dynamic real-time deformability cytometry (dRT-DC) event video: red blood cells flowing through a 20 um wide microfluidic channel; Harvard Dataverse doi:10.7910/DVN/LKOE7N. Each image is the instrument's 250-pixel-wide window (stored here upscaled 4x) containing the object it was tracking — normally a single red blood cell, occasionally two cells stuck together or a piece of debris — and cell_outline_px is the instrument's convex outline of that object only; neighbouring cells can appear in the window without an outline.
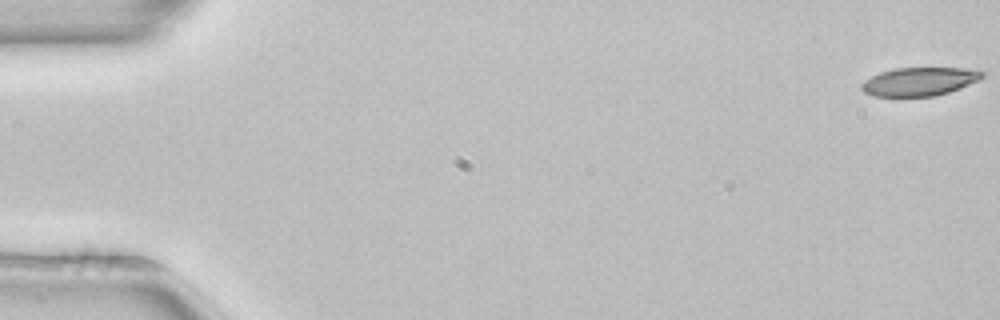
{"species": "common noctule bat (a hibernating species)", "species_latin": "Nyctalus noctula", "temperature_condition": "room temperature", "stored_images_in_passage": 52, "camera_frame_rate_fps": 3000, "um_per_image_px": 0.085, "animal": {"sex": "female", "body_mass_g": 22.7, "forearm_length_mm": 54.2}, "frame": {"image": 1, "passage_image": 1, "time_ms": 0.0, "image_size_px": [1000, 320], "cell_outline_px": [[984, 76], [980, 80], [960, 88], [936, 96], [872, 96], [864, 92], [860, 88], [860, 84], [864, 80], [880, 72], [896, 68], [968, 68], [984, 72]], "centroid_in_image_um": [78.14, 6.93], "position_along_channel_um": 6.9, "area_um2": 20.06}}
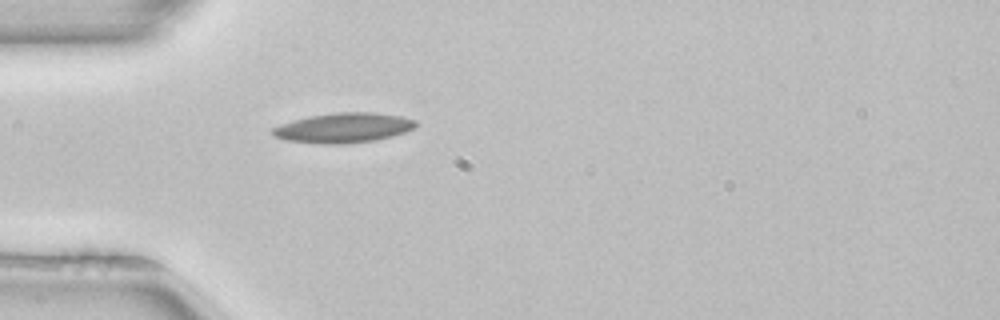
{"frame": {"image": 2, "passage_image": 16, "time_ms": 5.0, "image_size_px": [1000, 320], "cell_outline_px": [[416, 124], [412, 128], [404, 132], [392, 136], [376, 140], [344, 144], [320, 144], [288, 140], [276, 136], [272, 132], [272, 128], [280, 124], [292, 120], [308, 116], [336, 112], [376, 112], [400, 116], [416, 120]], "centroid_in_image_um": [29.19, 10.86], "position_along_channel_um": 55.8, "area_um2": 24.85}}
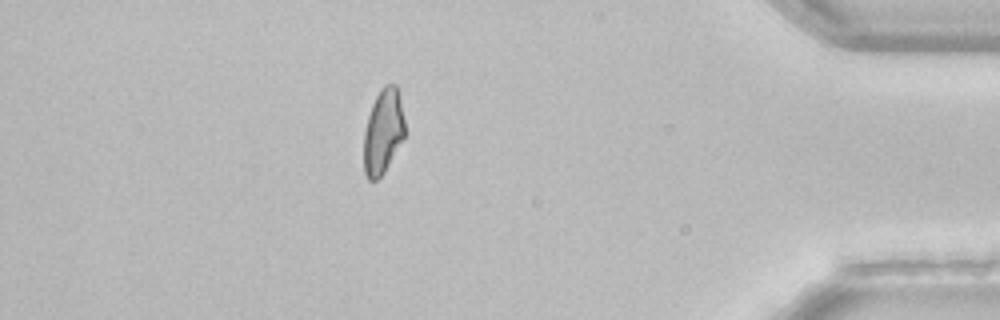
{"frame": {"image": 3, "passage_image": 46, "time_ms": 15.0, "image_size_px": [1000, 320], "cell_outline_px": [[404, 136], [384, 172], [376, 180], [368, 180], [364, 172], [364, 132], [368, 116], [372, 104], [380, 88], [384, 84], [396, 84], [400, 100], [404, 120]], "centroid_in_image_um": [32.54, 11.16], "position_along_channel_um": 402.7, "area_um2": 20.0}, "authors_computed_cell_mechanics": {"area_um2": 21.8773, "velocity_mm_per_s": 3.979, "shape_relaxation_time_tau1_ms": 6.2046, "shape_relaxation_time_tau2_ms": 7.1915, "deformation_change_tau1": 0.1647, "deformation_change_tau2": 0.1423}}